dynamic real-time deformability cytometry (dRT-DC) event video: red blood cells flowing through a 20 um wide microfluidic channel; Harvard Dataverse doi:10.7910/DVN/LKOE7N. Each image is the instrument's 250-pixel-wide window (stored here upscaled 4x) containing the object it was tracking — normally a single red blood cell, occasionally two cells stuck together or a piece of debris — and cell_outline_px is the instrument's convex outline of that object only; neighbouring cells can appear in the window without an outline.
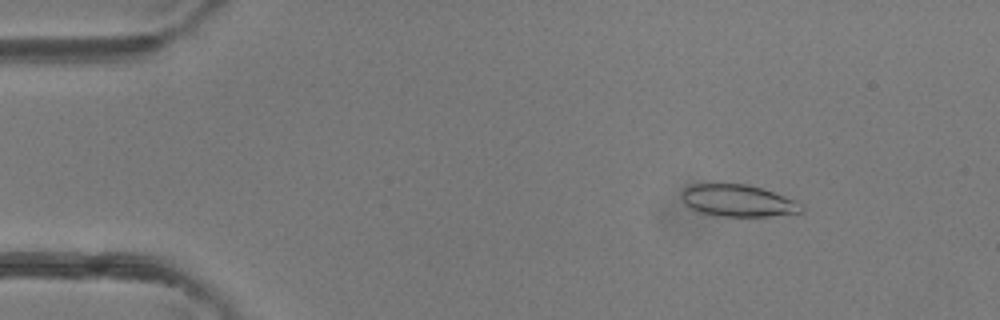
{"species": "common noctule bat (a hibernating species)", "species_latin": "Nyctalus noctula", "temperature_condition": "room temperature", "stored_images_in_passage": 25, "camera_frame_rate_fps": 3000, "um_per_image_px": 0.085, "animal": {"sex": "female"}, "frame": {"image": 1, "passage_image": 7, "time_ms": 2.0, "image_size_px": [1000, 320], "cell_outline_px": [[804, 212], [768, 216], [712, 216], [696, 212], [688, 208], [684, 204], [680, 196], [680, 192], [684, 188], [692, 184], [748, 184], [796, 200], [804, 204]], "centroid_in_image_um": [62.68, 17.07], "position_along_channel_um": 22.3, "area_um2": 22.72}}
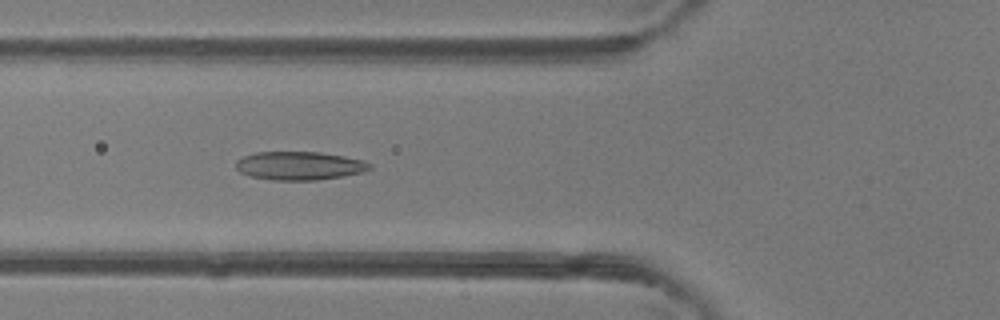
{"frame": {"image": 2, "passage_image": 18, "time_ms": 5.667, "image_size_px": [1000, 320], "cell_outline_px": [[372, 168], [364, 172], [344, 176], [316, 180], [272, 180], [252, 176], [240, 172], [236, 168], [236, 160], [244, 156], [256, 152], [320, 152], [344, 156], [364, 160], [372, 164]], "centroid_in_image_um": [25.49, 14.08], "position_along_channel_um": 100.3, "area_um2": 22.25}}
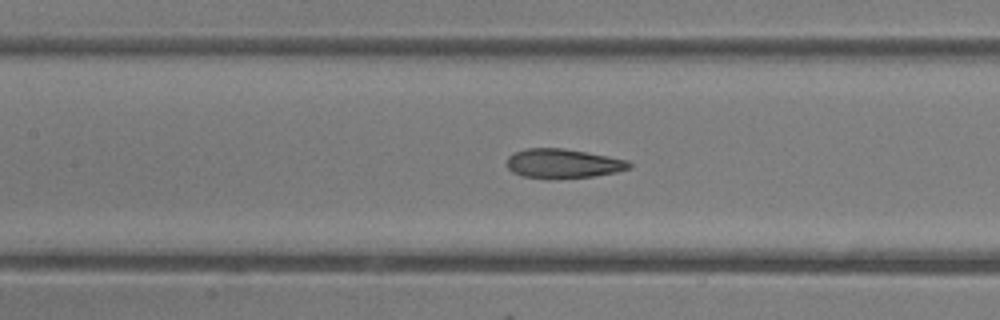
{"frame": {"image": 3, "passage_image": 22, "time_ms": 7.0, "image_size_px": [1000, 320], "cell_outline_px": [[632, 168], [616, 172], [592, 176], [552, 180], [548, 180], [520, 176], [512, 172], [508, 168], [508, 156], [524, 148], [564, 148], [608, 156], [628, 160], [632, 164]], "centroid_in_image_um": [47.85, 13.92], "position_along_channel_um": 159.6, "area_um2": 21.27}}